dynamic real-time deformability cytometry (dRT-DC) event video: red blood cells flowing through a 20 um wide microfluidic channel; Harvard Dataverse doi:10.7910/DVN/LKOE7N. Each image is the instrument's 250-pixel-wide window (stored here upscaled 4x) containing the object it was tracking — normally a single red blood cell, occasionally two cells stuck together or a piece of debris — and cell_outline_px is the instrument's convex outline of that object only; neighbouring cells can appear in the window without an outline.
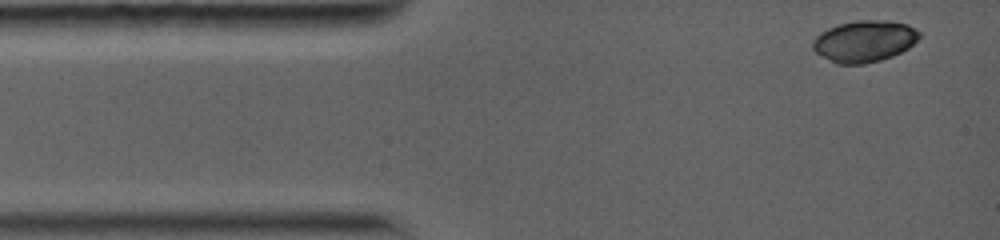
{"species": "common noctule bat (a hibernating species)", "species_latin": "Nyctalus noctula", "temperature_condition": "warm", "stored_images_in_passage": 14, "camera_frame_rate_fps": 5000, "um_per_image_px": 0.085, "animal": {"sex": "female", "body_mass_g": 19.0, "forearm_length_mm": 56.7}, "frame": {"image": 1, "passage_image": 1, "time_ms": 0.0, "image_size_px": [1000, 240], "cell_outline_px": [[920, 36], [908, 48], [892, 56], [880, 60], [864, 64], [836, 64], [816, 52], [812, 48], [812, 40], [820, 32], [828, 28], [840, 24], [856, 20], [888, 20], [908, 24], [916, 28], [920, 32]], "centroid_in_image_um": [73.47, 3.49], "position_along_channel_um": 11.5, "area_um2": 25.84}}
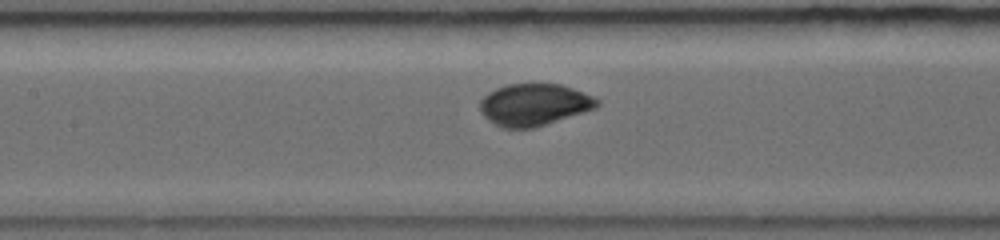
{"frame": {"image": 2, "passage_image": 10, "time_ms": 5.4, "image_size_px": [1000, 240], "cell_outline_px": [[600, 104], [596, 108], [584, 112], [532, 128], [504, 128], [488, 120], [480, 112], [480, 100], [488, 92], [496, 88], [508, 84], [560, 84], [572, 88], [592, 96], [600, 100]], "centroid_in_image_um": [45.38, 8.89], "position_along_channel_um": 162.0, "area_um2": 28.44}}
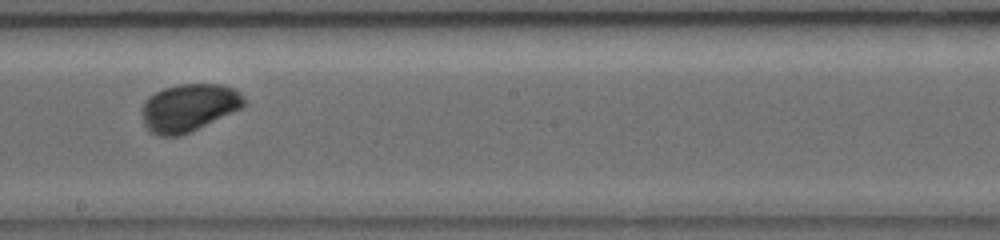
{"frame": {"image": 3, "passage_image": 13, "time_ms": 7.2, "image_size_px": [1000, 240], "cell_outline_px": [[244, 104], [240, 108], [192, 132], [180, 136], [156, 136], [148, 132], [144, 124], [144, 100], [148, 96], [164, 88], [180, 84], [220, 84], [232, 88], [240, 92], [244, 96]], "centroid_in_image_um": [16.03, 9.16], "position_along_channel_um": 232.2, "area_um2": 28.26}}